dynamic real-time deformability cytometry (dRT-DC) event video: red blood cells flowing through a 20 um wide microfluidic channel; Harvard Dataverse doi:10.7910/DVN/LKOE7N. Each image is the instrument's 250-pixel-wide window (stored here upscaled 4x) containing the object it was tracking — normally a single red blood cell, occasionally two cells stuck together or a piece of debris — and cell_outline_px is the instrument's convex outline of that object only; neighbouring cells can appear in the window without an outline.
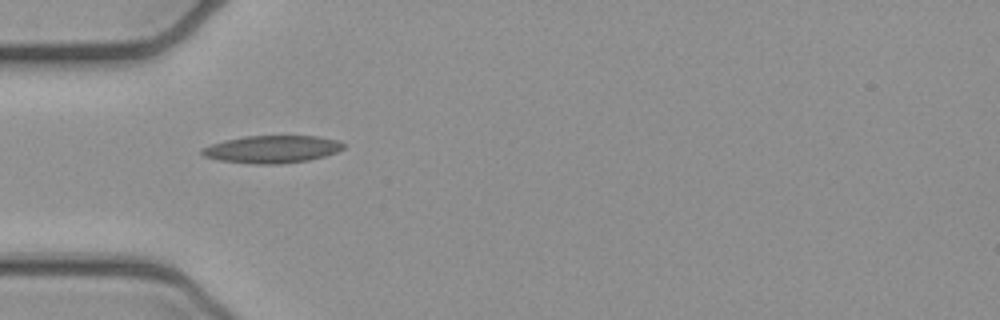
{"species": "common noctule bat (a hibernating species)", "species_latin": "Nyctalus noctula", "temperature_condition": "cold", "stored_images_in_passage": 37, "camera_frame_rate_fps": 3000, "um_per_image_px": 0.085, "animal": {"sex": "female", "body_mass_g": 21.9}, "frame": {"image": 1, "passage_image": 1, "time_ms": 0.0, "image_size_px": [1000, 320], "cell_outline_px": [[344, 148], [336, 152], [324, 156], [308, 160], [280, 164], [252, 164], [220, 160], [204, 156], [200, 152], [200, 148], [224, 140], [244, 136], [316, 136], [336, 140], [344, 144]], "centroid_in_image_um": [23.09, 12.68], "position_along_channel_um": 61.9, "area_um2": 22.6}}
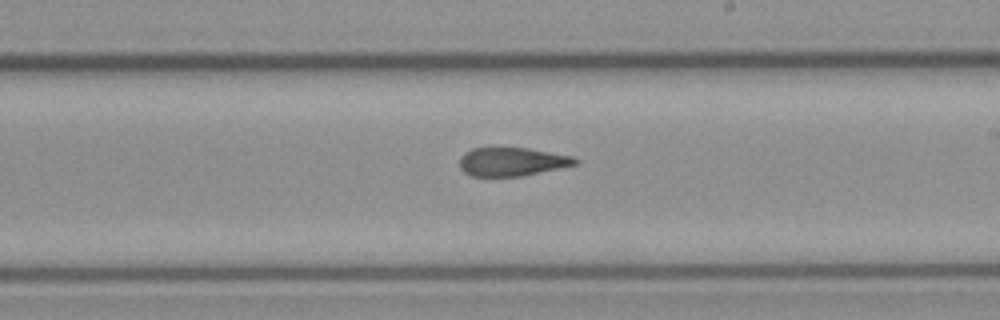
{"frame": {"image": 2, "passage_image": 15, "time_ms": 4.667, "image_size_px": [1000, 320], "cell_outline_px": [[580, 160], [576, 164], [524, 176], [472, 176], [464, 172], [460, 168], [460, 156], [464, 152], [472, 148], [528, 148], [572, 156]], "centroid_in_image_um": [43.5, 13.74], "position_along_channel_um": 245.5, "area_um2": 19.19}}
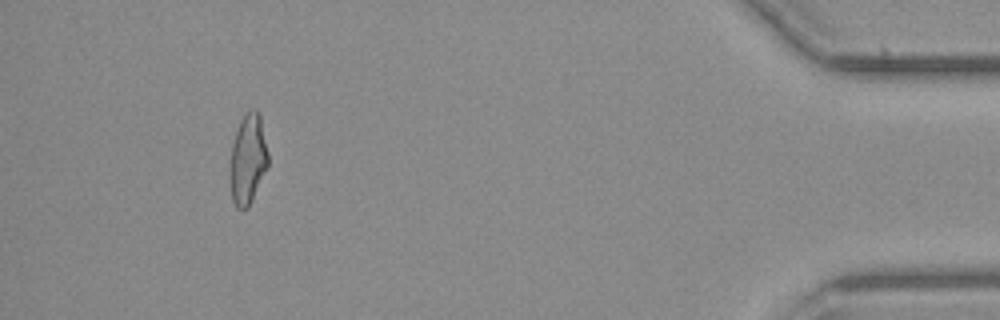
{"frame": {"image": 3, "passage_image": 33, "time_ms": 10.667, "image_size_px": [1000, 320], "cell_outline_px": [[268, 168], [248, 208], [236, 208], [232, 200], [228, 172], [232, 144], [236, 128], [240, 120], [252, 108], [256, 108], [260, 112], [268, 152]], "centroid_in_image_um": [21.06, 13.53], "position_along_channel_um": 414.1, "area_um2": 20.58}, "authors_computed_cell_mechanics": {"area_um2": 20.4612, "velocity_mm_per_s": 3.9489, "shape_relaxation_time_tau1_ms": null, "shape_relaxation_time_tau2_ms": 2.7114, "deformation_change_tau1": null, "deformation_change_tau2": 0.1235}}